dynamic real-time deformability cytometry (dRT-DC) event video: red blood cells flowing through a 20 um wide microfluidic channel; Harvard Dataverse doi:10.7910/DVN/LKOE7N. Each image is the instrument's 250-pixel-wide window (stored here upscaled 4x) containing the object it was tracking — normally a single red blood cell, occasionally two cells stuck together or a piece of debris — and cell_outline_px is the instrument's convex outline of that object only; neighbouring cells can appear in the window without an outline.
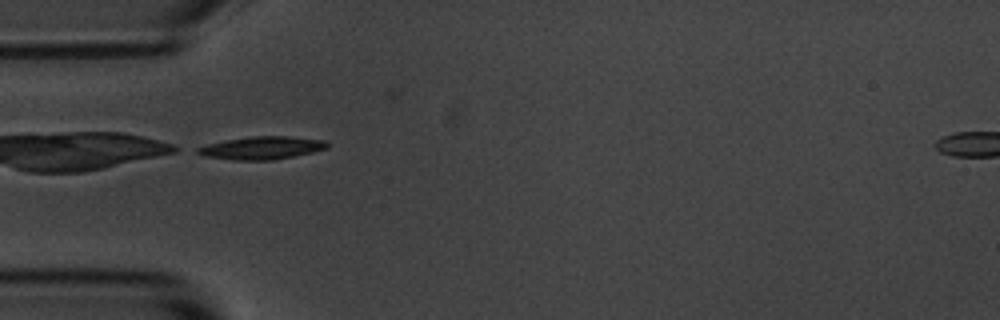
{"species": "common noctule bat (a hibernating species)", "species_latin": "Nyctalus noctula", "temperature_condition": "room temperature", "stored_images_in_passage": 6, "camera_frame_rate_fps": 3000, "um_per_image_px": 0.085, "animal": {"sex": "male", "body_mass_g": 20.1, "forearm_length_mm": 53.5}, "frame": {"image": 1, "passage_image": 5, "time_ms": 4.667, "image_size_px": [1000, 320], "cell_outline_px": [[328, 148], [312, 152], [272, 160], [232, 160], [204, 156], [196, 152], [196, 148], [208, 144], [228, 140], [252, 136], [288, 136], [324, 140], [328, 144]], "centroid_in_image_um": [22.24, 12.57], "position_along_channel_um": 62.8, "area_um2": 17.05}}